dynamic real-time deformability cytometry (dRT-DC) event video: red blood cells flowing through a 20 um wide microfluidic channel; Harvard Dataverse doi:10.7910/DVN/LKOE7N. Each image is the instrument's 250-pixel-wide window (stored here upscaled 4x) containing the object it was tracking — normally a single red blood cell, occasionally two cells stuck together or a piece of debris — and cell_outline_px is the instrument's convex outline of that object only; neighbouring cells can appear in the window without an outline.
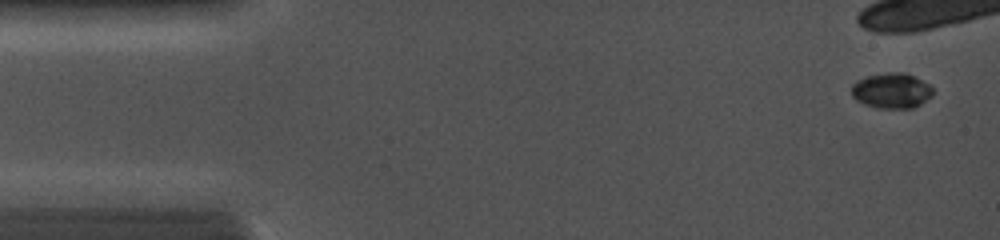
{"species": "common noctule bat (a hibernating species)", "species_latin": "Nyctalus noctula", "temperature_condition": "cold", "stored_images_in_passage": 2, "camera_frame_rate_fps": 5000, "um_per_image_px": 0.085, "animal": {"sex": "female", "body_mass_g": 19.0, "forearm_length_mm": 56.7}, "frame": {"image": 1, "passage_image": 1, "time_ms": 0.0, "image_size_px": [1000, 240], "cell_outline_px": [[932, 96], [920, 104], [912, 108], [876, 108], [864, 104], [856, 100], [852, 96], [852, 84], [856, 80], [868, 76], [888, 72], [904, 72], [928, 84], [932, 88]], "centroid_in_image_um": [75.75, 7.71], "position_along_channel_um": 9.2, "area_um2": 16.65}}